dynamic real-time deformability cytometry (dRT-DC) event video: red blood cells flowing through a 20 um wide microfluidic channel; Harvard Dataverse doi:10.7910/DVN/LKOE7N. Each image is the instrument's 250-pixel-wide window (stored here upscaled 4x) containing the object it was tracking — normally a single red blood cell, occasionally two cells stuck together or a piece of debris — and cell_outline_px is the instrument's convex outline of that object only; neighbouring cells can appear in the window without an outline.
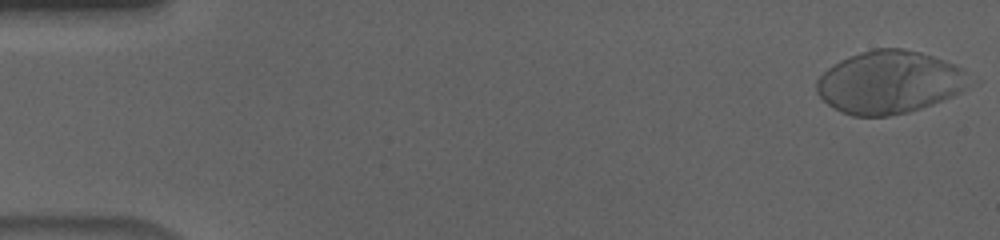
{"species": "human", "species_latin": "Homo sapiens", "temperature_condition": "cold", "stored_images_in_passage": 56, "camera_frame_rate_fps": 3000, "um_per_image_px": 0.085, "donor": {"sex": "male"}, "frame": {"image": 1, "passage_image": 1, "time_ms": 0.0, "image_size_px": [1000, 240], "cell_outline_px": [[964, 88], [960, 92], [952, 96], [932, 104], [908, 112], [888, 116], [852, 116], [840, 112], [828, 104], [816, 92], [816, 80], [828, 68], [840, 60], [848, 56], [860, 52], [876, 48], [904, 48], [920, 52], [956, 64], [964, 68]], "centroid_in_image_um": [75.52, 6.99], "position_along_channel_um": 9.5, "area_um2": 55.43}}
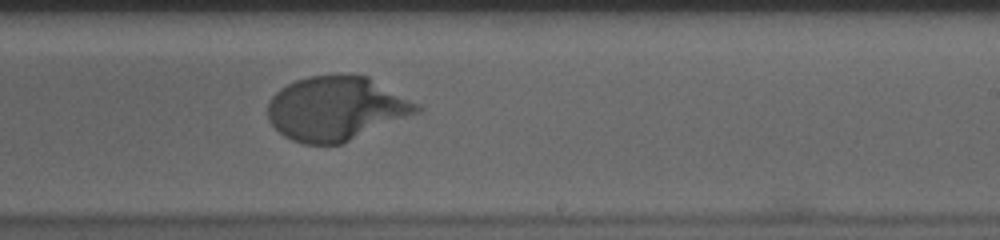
{"frame": {"image": 2, "passage_image": 34, "time_ms": 11.0, "image_size_px": [1000, 240], "cell_outline_px": [[424, 108], [420, 112], [344, 144], [304, 144], [292, 140], [284, 136], [268, 120], [268, 100], [280, 88], [296, 80], [308, 76], [348, 72], [368, 76], [420, 104]], "centroid_in_image_um": [28.61, 9.2], "position_along_channel_um": 260.4, "area_um2": 56.59}}
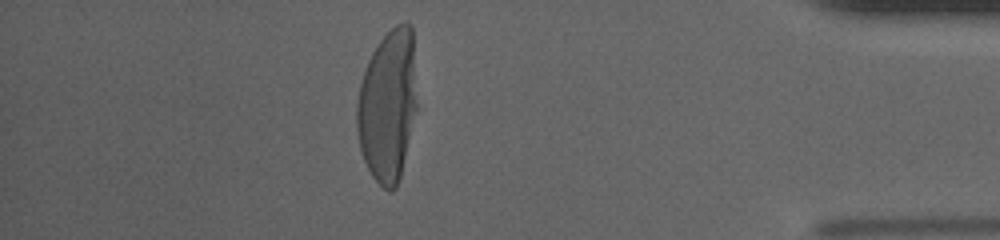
{"frame": {"image": 3, "passage_image": 49, "time_ms": 16.0, "image_size_px": [1000, 240], "cell_outline_px": [[416, 112], [400, 176], [396, 188], [392, 192], [388, 192], [372, 176], [364, 160], [360, 148], [356, 128], [356, 104], [360, 84], [368, 60], [372, 52], [380, 40], [396, 24], [408, 24], [412, 28], [416, 104]], "centroid_in_image_um": [32.94, 9.01], "position_along_channel_um": 402.3, "area_um2": 52.77}}